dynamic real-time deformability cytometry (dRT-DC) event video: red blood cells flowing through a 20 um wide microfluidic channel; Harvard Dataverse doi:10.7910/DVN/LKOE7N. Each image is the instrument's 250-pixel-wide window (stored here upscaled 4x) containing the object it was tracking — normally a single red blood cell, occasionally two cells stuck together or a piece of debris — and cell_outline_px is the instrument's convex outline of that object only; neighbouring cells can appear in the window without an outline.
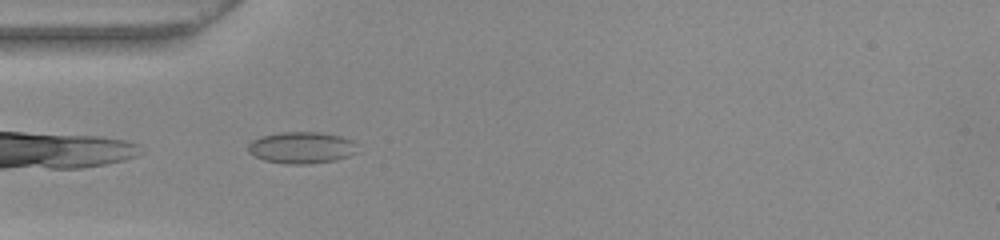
{"species": "common noctule bat (a hibernating species)", "species_latin": "Nyctalus noctula", "temperature_condition": "warm", "stored_images_in_passage": 26, "camera_frame_rate_fps": 3000, "um_per_image_px": 0.085, "animal": {"sex": "female", "body_mass_g": 22.0, "forearm_length_mm": 56.7}, "frame": {"image": 1, "passage_image": 1, "time_ms": 0.0, "image_size_px": [1000, 240], "cell_outline_px": [[356, 152], [348, 156], [336, 160], [308, 164], [284, 164], [264, 160], [248, 152], [248, 144], [252, 140], [260, 136], [280, 132], [320, 132], [340, 136], [352, 140]], "centroid_in_image_um": [25.59, 12.55], "position_along_channel_um": 59.4, "area_um2": 20.11}}
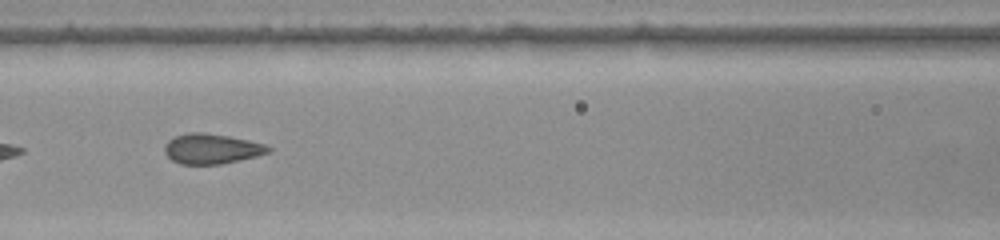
{"frame": {"image": 2, "passage_image": 8, "time_ms": 2.333, "image_size_px": [1000, 240], "cell_outline_px": [[272, 148], [268, 152], [256, 156], [240, 160], [220, 164], [180, 164], [172, 160], [164, 152], [164, 144], [168, 140], [176, 136], [188, 132], [200, 132], [228, 136], [248, 140], [264, 144]], "centroid_in_image_um": [17.95, 12.64], "position_along_channel_um": 148.6, "area_um2": 18.09}}
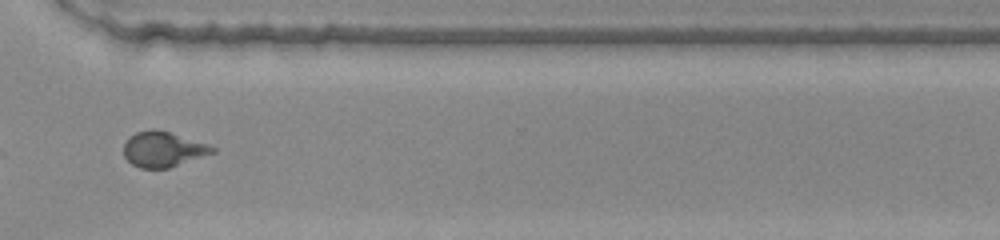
{"frame": {"image": 3, "passage_image": 24, "time_ms": 7.667, "image_size_px": [1000, 240], "cell_outline_px": [[216, 152], [168, 168], [140, 168], [132, 164], [124, 156], [124, 144], [136, 132], [152, 128], [156, 128], [208, 144], [216, 148]], "centroid_in_image_um": [13.87, 12.68], "position_along_channel_um": 356.7, "area_um2": 18.09}, "authors_computed_cell_mechanics": {"area_um2": 18.1203, "velocity_mm_per_s": 3.9082, "shape_relaxation_time_tau1_ms": 8.3847, "shape_relaxation_time_tau2_ms": null, "deformation_change_tau1": 0.1885, "deformation_change_tau2": null}}